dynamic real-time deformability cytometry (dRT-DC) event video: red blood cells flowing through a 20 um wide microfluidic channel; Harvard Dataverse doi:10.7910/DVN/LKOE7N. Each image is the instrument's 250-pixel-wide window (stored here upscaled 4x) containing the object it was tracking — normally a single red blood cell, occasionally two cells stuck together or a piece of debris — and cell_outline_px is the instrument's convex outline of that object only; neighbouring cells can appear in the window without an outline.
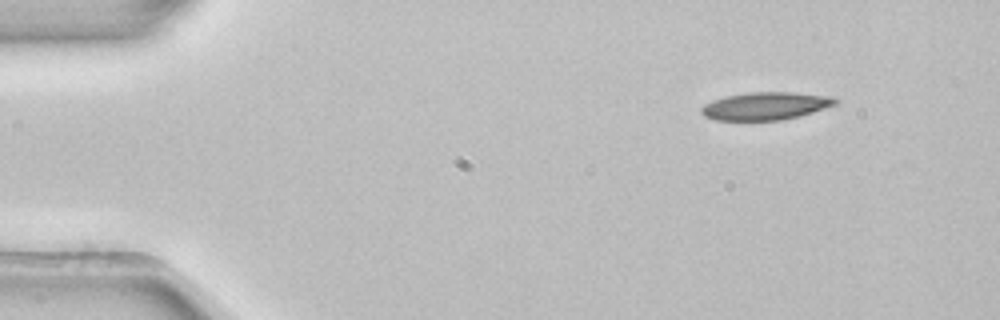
{"species": "common noctule bat (a hibernating species)", "species_latin": "Nyctalus noctula", "temperature_condition": "room temperature", "stored_images_in_passage": 3, "camera_frame_rate_fps": 3000, "um_per_image_px": 0.085, "animal": {"sex": "female", "body_mass_g": 22.7, "forearm_length_mm": 54.2}, "frame": {"image": 1, "passage_image": 1, "time_ms": 0.0, "image_size_px": [1000, 320], "cell_outline_px": [[840, 100], [836, 104], [800, 116], [780, 120], [716, 120], [704, 116], [700, 112], [700, 108], [704, 104], [712, 100], [724, 96], [748, 92], [792, 92], [832, 96]], "centroid_in_image_um": [65.06, 9.0], "position_along_channel_um": 19.9, "area_um2": 21.79}}
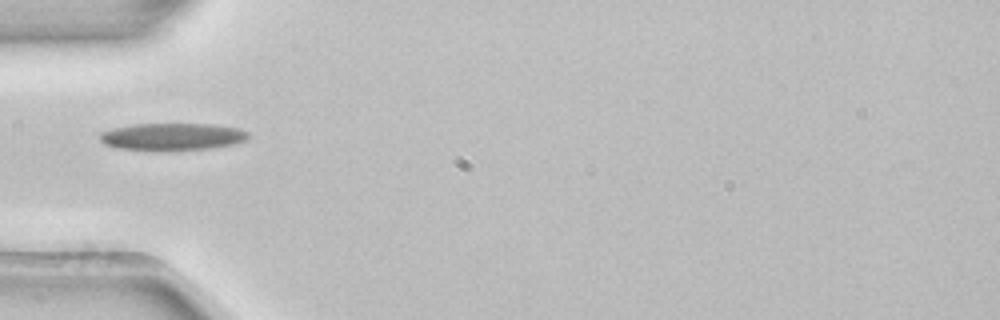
{"frame": {"image": 2, "passage_image": 3, "time_ms": 0.667, "image_size_px": [1000, 320], "cell_outline_px": [[252, 136], [244, 140], [232, 144], [208, 148], [152, 152], [116, 148], [104, 144], [100, 140], [100, 132], [112, 128], [132, 124], [212, 124], [240, 128], [248, 132]], "centroid_in_image_um": [14.59, 11.63], "position_along_channel_um": 70.4, "area_um2": 24.04}}